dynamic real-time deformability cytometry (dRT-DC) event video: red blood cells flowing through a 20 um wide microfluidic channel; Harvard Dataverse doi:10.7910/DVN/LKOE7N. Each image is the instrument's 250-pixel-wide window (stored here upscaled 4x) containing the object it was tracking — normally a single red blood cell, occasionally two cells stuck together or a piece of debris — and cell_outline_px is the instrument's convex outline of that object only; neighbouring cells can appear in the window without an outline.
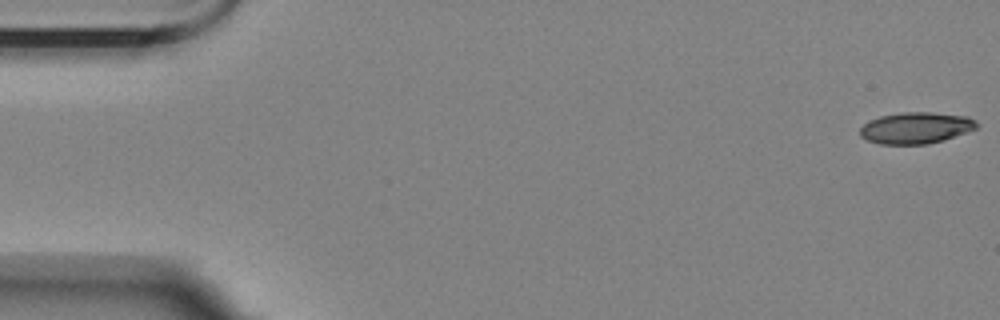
{"species": "Egyptian fruit bat (a non-hibernating species)", "species_latin": "Rousettus aegyptiacus", "temperature_condition": "room temperature", "stored_images_in_passage": 5, "camera_frame_rate_fps": 3000, "um_per_image_px": 0.085, "animal": {"sex": "female"}, "frame": {"image": 1, "passage_image": 1, "time_ms": 0.0, "image_size_px": [1000, 320], "cell_outline_px": [[980, 124], [976, 128], [944, 140], [928, 144], [880, 144], [868, 140], [860, 136], [860, 128], [864, 124], [880, 116], [900, 112], [932, 112], [968, 116], [976, 120]], "centroid_in_image_um": [77.88, 10.86], "position_along_channel_um": 7.1, "area_um2": 21.39}}
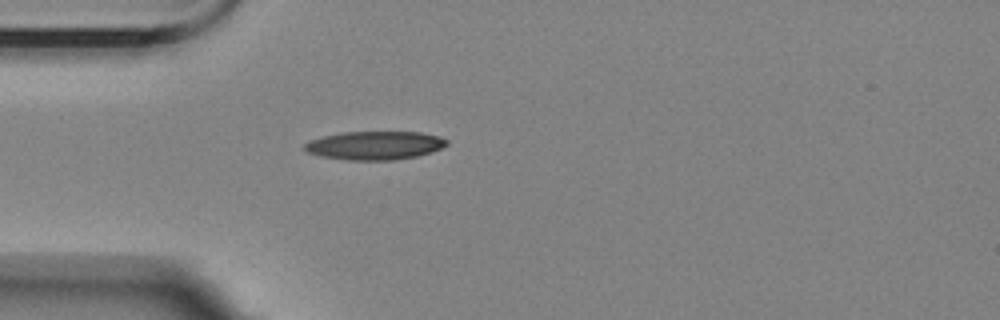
{"frame": {"image": 2, "passage_image": 5, "time_ms": 5.0, "image_size_px": [1000, 320], "cell_outline_px": [[448, 144], [432, 152], [416, 156], [396, 160], [348, 160], [320, 156], [308, 152], [304, 148], [304, 144], [308, 140], [324, 136], [344, 132], [420, 132], [440, 136], [448, 140]], "centroid_in_image_um": [31.86, 12.36], "position_along_channel_um": 53.1, "area_um2": 23.64}}